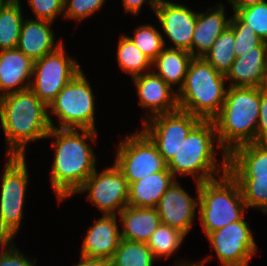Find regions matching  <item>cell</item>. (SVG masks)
<instances>
[{
    "label": "cell",
    "instance_id": "1",
    "mask_svg": "<svg viewBox=\"0 0 267 266\" xmlns=\"http://www.w3.org/2000/svg\"><path fill=\"white\" fill-rule=\"evenodd\" d=\"M49 137L54 140L51 147H55L50 181L58 202H61L76 195L96 170V155L87 139L96 142L97 132L88 129L51 128L47 135Z\"/></svg>",
    "mask_w": 267,
    "mask_h": 266
},
{
    "label": "cell",
    "instance_id": "2",
    "mask_svg": "<svg viewBox=\"0 0 267 266\" xmlns=\"http://www.w3.org/2000/svg\"><path fill=\"white\" fill-rule=\"evenodd\" d=\"M0 123L7 156H25L27 144L47 139L51 129L48 106L30 88L0 97Z\"/></svg>",
    "mask_w": 267,
    "mask_h": 266
},
{
    "label": "cell",
    "instance_id": "3",
    "mask_svg": "<svg viewBox=\"0 0 267 266\" xmlns=\"http://www.w3.org/2000/svg\"><path fill=\"white\" fill-rule=\"evenodd\" d=\"M214 142H216V146ZM214 147L222 150L220 164H217L215 155L218 153ZM167 168L174 177L177 174L180 176L190 175L195 182L199 183L213 180L228 172V154L219 144L213 120H201L191 130L183 139L178 153L167 165Z\"/></svg>",
    "mask_w": 267,
    "mask_h": 266
},
{
    "label": "cell",
    "instance_id": "4",
    "mask_svg": "<svg viewBox=\"0 0 267 266\" xmlns=\"http://www.w3.org/2000/svg\"><path fill=\"white\" fill-rule=\"evenodd\" d=\"M259 110L260 87L228 86L224 104L213 119L219 144L227 154L256 142Z\"/></svg>",
    "mask_w": 267,
    "mask_h": 266
},
{
    "label": "cell",
    "instance_id": "5",
    "mask_svg": "<svg viewBox=\"0 0 267 266\" xmlns=\"http://www.w3.org/2000/svg\"><path fill=\"white\" fill-rule=\"evenodd\" d=\"M225 75L203 57H193L183 86L177 91L178 107L201 120H213L226 96Z\"/></svg>",
    "mask_w": 267,
    "mask_h": 266
},
{
    "label": "cell",
    "instance_id": "6",
    "mask_svg": "<svg viewBox=\"0 0 267 266\" xmlns=\"http://www.w3.org/2000/svg\"><path fill=\"white\" fill-rule=\"evenodd\" d=\"M247 206L238 182L227 172L200 183L198 217L207 236L228 224L242 220Z\"/></svg>",
    "mask_w": 267,
    "mask_h": 266
},
{
    "label": "cell",
    "instance_id": "7",
    "mask_svg": "<svg viewBox=\"0 0 267 266\" xmlns=\"http://www.w3.org/2000/svg\"><path fill=\"white\" fill-rule=\"evenodd\" d=\"M228 173L238 182L247 208L267 213V143H247L228 154Z\"/></svg>",
    "mask_w": 267,
    "mask_h": 266
},
{
    "label": "cell",
    "instance_id": "8",
    "mask_svg": "<svg viewBox=\"0 0 267 266\" xmlns=\"http://www.w3.org/2000/svg\"><path fill=\"white\" fill-rule=\"evenodd\" d=\"M95 114V96L83 70L66 84L48 106L51 128L96 131ZM52 116L58 118V126L54 124Z\"/></svg>",
    "mask_w": 267,
    "mask_h": 266
},
{
    "label": "cell",
    "instance_id": "9",
    "mask_svg": "<svg viewBox=\"0 0 267 266\" xmlns=\"http://www.w3.org/2000/svg\"><path fill=\"white\" fill-rule=\"evenodd\" d=\"M26 155H8L0 190V240H14L20 230L29 172Z\"/></svg>",
    "mask_w": 267,
    "mask_h": 266
},
{
    "label": "cell",
    "instance_id": "10",
    "mask_svg": "<svg viewBox=\"0 0 267 266\" xmlns=\"http://www.w3.org/2000/svg\"><path fill=\"white\" fill-rule=\"evenodd\" d=\"M116 149L114 164L128 184L167 168L156 146L141 130L125 136Z\"/></svg>",
    "mask_w": 267,
    "mask_h": 266
},
{
    "label": "cell",
    "instance_id": "11",
    "mask_svg": "<svg viewBox=\"0 0 267 266\" xmlns=\"http://www.w3.org/2000/svg\"><path fill=\"white\" fill-rule=\"evenodd\" d=\"M63 46L35 61L33 65L29 88L46 106L82 70L77 61L67 55Z\"/></svg>",
    "mask_w": 267,
    "mask_h": 266
},
{
    "label": "cell",
    "instance_id": "12",
    "mask_svg": "<svg viewBox=\"0 0 267 266\" xmlns=\"http://www.w3.org/2000/svg\"><path fill=\"white\" fill-rule=\"evenodd\" d=\"M201 121L183 110L159 114L142 123L141 131L152 141L168 165L179 151L183 139Z\"/></svg>",
    "mask_w": 267,
    "mask_h": 266
},
{
    "label": "cell",
    "instance_id": "13",
    "mask_svg": "<svg viewBox=\"0 0 267 266\" xmlns=\"http://www.w3.org/2000/svg\"><path fill=\"white\" fill-rule=\"evenodd\" d=\"M128 190L127 179L113 163L100 173L95 170L77 193L87 192V200L103 215H118L128 205Z\"/></svg>",
    "mask_w": 267,
    "mask_h": 266
},
{
    "label": "cell",
    "instance_id": "14",
    "mask_svg": "<svg viewBox=\"0 0 267 266\" xmlns=\"http://www.w3.org/2000/svg\"><path fill=\"white\" fill-rule=\"evenodd\" d=\"M206 238L221 266H249L257 253V244L245 217L209 233Z\"/></svg>",
    "mask_w": 267,
    "mask_h": 266
},
{
    "label": "cell",
    "instance_id": "15",
    "mask_svg": "<svg viewBox=\"0 0 267 266\" xmlns=\"http://www.w3.org/2000/svg\"><path fill=\"white\" fill-rule=\"evenodd\" d=\"M199 188L200 183L196 182L197 198L194 199L185 191L179 182L175 180L155 207L161 223L180 230L187 235L194 224L196 212H199L196 211L199 210Z\"/></svg>",
    "mask_w": 267,
    "mask_h": 266
},
{
    "label": "cell",
    "instance_id": "16",
    "mask_svg": "<svg viewBox=\"0 0 267 266\" xmlns=\"http://www.w3.org/2000/svg\"><path fill=\"white\" fill-rule=\"evenodd\" d=\"M154 12L161 30L173 43L168 48L182 49L192 55V38L198 12L172 1L155 7Z\"/></svg>",
    "mask_w": 267,
    "mask_h": 266
},
{
    "label": "cell",
    "instance_id": "17",
    "mask_svg": "<svg viewBox=\"0 0 267 266\" xmlns=\"http://www.w3.org/2000/svg\"><path fill=\"white\" fill-rule=\"evenodd\" d=\"M132 80L138 94L140 107L148 110V115L143 118L142 123L153 116L179 109L177 90H174V87L168 85L154 71L136 76Z\"/></svg>",
    "mask_w": 267,
    "mask_h": 266
},
{
    "label": "cell",
    "instance_id": "18",
    "mask_svg": "<svg viewBox=\"0 0 267 266\" xmlns=\"http://www.w3.org/2000/svg\"><path fill=\"white\" fill-rule=\"evenodd\" d=\"M118 215H102L87 230L81 255L111 260L121 241Z\"/></svg>",
    "mask_w": 267,
    "mask_h": 266
},
{
    "label": "cell",
    "instance_id": "19",
    "mask_svg": "<svg viewBox=\"0 0 267 266\" xmlns=\"http://www.w3.org/2000/svg\"><path fill=\"white\" fill-rule=\"evenodd\" d=\"M235 87H266L267 86V42H262L256 51L246 52L237 57L225 75Z\"/></svg>",
    "mask_w": 267,
    "mask_h": 266
},
{
    "label": "cell",
    "instance_id": "20",
    "mask_svg": "<svg viewBox=\"0 0 267 266\" xmlns=\"http://www.w3.org/2000/svg\"><path fill=\"white\" fill-rule=\"evenodd\" d=\"M53 22L26 18L21 26L17 49L28 56L33 62L43 56L56 51L64 43L56 41L54 31L51 29Z\"/></svg>",
    "mask_w": 267,
    "mask_h": 266
},
{
    "label": "cell",
    "instance_id": "21",
    "mask_svg": "<svg viewBox=\"0 0 267 266\" xmlns=\"http://www.w3.org/2000/svg\"><path fill=\"white\" fill-rule=\"evenodd\" d=\"M34 62L20 50L0 51V97L30 87Z\"/></svg>",
    "mask_w": 267,
    "mask_h": 266
},
{
    "label": "cell",
    "instance_id": "22",
    "mask_svg": "<svg viewBox=\"0 0 267 266\" xmlns=\"http://www.w3.org/2000/svg\"><path fill=\"white\" fill-rule=\"evenodd\" d=\"M215 6L197 14L192 38V57H204L219 35L229 27L231 16L226 18L224 4Z\"/></svg>",
    "mask_w": 267,
    "mask_h": 266
},
{
    "label": "cell",
    "instance_id": "23",
    "mask_svg": "<svg viewBox=\"0 0 267 266\" xmlns=\"http://www.w3.org/2000/svg\"><path fill=\"white\" fill-rule=\"evenodd\" d=\"M122 223L121 239L147 243L161 220L156 208L127 205L118 214Z\"/></svg>",
    "mask_w": 267,
    "mask_h": 266
},
{
    "label": "cell",
    "instance_id": "24",
    "mask_svg": "<svg viewBox=\"0 0 267 266\" xmlns=\"http://www.w3.org/2000/svg\"><path fill=\"white\" fill-rule=\"evenodd\" d=\"M177 178L166 168L129 184L128 205L155 208Z\"/></svg>",
    "mask_w": 267,
    "mask_h": 266
},
{
    "label": "cell",
    "instance_id": "25",
    "mask_svg": "<svg viewBox=\"0 0 267 266\" xmlns=\"http://www.w3.org/2000/svg\"><path fill=\"white\" fill-rule=\"evenodd\" d=\"M190 52L182 49L165 47L152 62V69L171 87L183 86L189 63L192 59Z\"/></svg>",
    "mask_w": 267,
    "mask_h": 266
},
{
    "label": "cell",
    "instance_id": "26",
    "mask_svg": "<svg viewBox=\"0 0 267 266\" xmlns=\"http://www.w3.org/2000/svg\"><path fill=\"white\" fill-rule=\"evenodd\" d=\"M116 52L119 67L132 78L152 71V61L137 48L127 34L119 38Z\"/></svg>",
    "mask_w": 267,
    "mask_h": 266
},
{
    "label": "cell",
    "instance_id": "27",
    "mask_svg": "<svg viewBox=\"0 0 267 266\" xmlns=\"http://www.w3.org/2000/svg\"><path fill=\"white\" fill-rule=\"evenodd\" d=\"M21 0H11L0 12V51L16 49L24 20Z\"/></svg>",
    "mask_w": 267,
    "mask_h": 266
},
{
    "label": "cell",
    "instance_id": "28",
    "mask_svg": "<svg viewBox=\"0 0 267 266\" xmlns=\"http://www.w3.org/2000/svg\"><path fill=\"white\" fill-rule=\"evenodd\" d=\"M156 258L147 243L121 239L112 259L111 266H153Z\"/></svg>",
    "mask_w": 267,
    "mask_h": 266
},
{
    "label": "cell",
    "instance_id": "29",
    "mask_svg": "<svg viewBox=\"0 0 267 266\" xmlns=\"http://www.w3.org/2000/svg\"><path fill=\"white\" fill-rule=\"evenodd\" d=\"M235 37L233 29L227 27L213 43L210 50L203 57L218 72L226 75L236 55L234 52Z\"/></svg>",
    "mask_w": 267,
    "mask_h": 266
},
{
    "label": "cell",
    "instance_id": "30",
    "mask_svg": "<svg viewBox=\"0 0 267 266\" xmlns=\"http://www.w3.org/2000/svg\"><path fill=\"white\" fill-rule=\"evenodd\" d=\"M186 235L180 230L161 223L147 242L156 259L171 257L182 245Z\"/></svg>",
    "mask_w": 267,
    "mask_h": 266
},
{
    "label": "cell",
    "instance_id": "31",
    "mask_svg": "<svg viewBox=\"0 0 267 266\" xmlns=\"http://www.w3.org/2000/svg\"><path fill=\"white\" fill-rule=\"evenodd\" d=\"M154 25H138L134 30L133 37L128 36L132 42L141 50L152 62L158 54L166 47L165 37Z\"/></svg>",
    "mask_w": 267,
    "mask_h": 266
},
{
    "label": "cell",
    "instance_id": "32",
    "mask_svg": "<svg viewBox=\"0 0 267 266\" xmlns=\"http://www.w3.org/2000/svg\"><path fill=\"white\" fill-rule=\"evenodd\" d=\"M229 26L234 32L236 58L243 56L246 52L256 51V47L263 42L255 33V30L249 28V25L236 13H233Z\"/></svg>",
    "mask_w": 267,
    "mask_h": 266
},
{
    "label": "cell",
    "instance_id": "33",
    "mask_svg": "<svg viewBox=\"0 0 267 266\" xmlns=\"http://www.w3.org/2000/svg\"><path fill=\"white\" fill-rule=\"evenodd\" d=\"M236 14L254 29L258 37L267 42V1L238 10Z\"/></svg>",
    "mask_w": 267,
    "mask_h": 266
},
{
    "label": "cell",
    "instance_id": "34",
    "mask_svg": "<svg viewBox=\"0 0 267 266\" xmlns=\"http://www.w3.org/2000/svg\"><path fill=\"white\" fill-rule=\"evenodd\" d=\"M107 0H64L63 18L82 21L101 10Z\"/></svg>",
    "mask_w": 267,
    "mask_h": 266
},
{
    "label": "cell",
    "instance_id": "35",
    "mask_svg": "<svg viewBox=\"0 0 267 266\" xmlns=\"http://www.w3.org/2000/svg\"><path fill=\"white\" fill-rule=\"evenodd\" d=\"M35 19H42L54 23L56 18L64 13V0H27Z\"/></svg>",
    "mask_w": 267,
    "mask_h": 266
},
{
    "label": "cell",
    "instance_id": "36",
    "mask_svg": "<svg viewBox=\"0 0 267 266\" xmlns=\"http://www.w3.org/2000/svg\"><path fill=\"white\" fill-rule=\"evenodd\" d=\"M0 266H36V260L28 259L13 240H0Z\"/></svg>",
    "mask_w": 267,
    "mask_h": 266
},
{
    "label": "cell",
    "instance_id": "37",
    "mask_svg": "<svg viewBox=\"0 0 267 266\" xmlns=\"http://www.w3.org/2000/svg\"><path fill=\"white\" fill-rule=\"evenodd\" d=\"M256 142L267 143V86L260 87V110L256 131Z\"/></svg>",
    "mask_w": 267,
    "mask_h": 266
},
{
    "label": "cell",
    "instance_id": "38",
    "mask_svg": "<svg viewBox=\"0 0 267 266\" xmlns=\"http://www.w3.org/2000/svg\"><path fill=\"white\" fill-rule=\"evenodd\" d=\"M124 12L132 13V15H136L140 13L144 3H149V6L153 11H155V6L149 0H122Z\"/></svg>",
    "mask_w": 267,
    "mask_h": 266
},
{
    "label": "cell",
    "instance_id": "39",
    "mask_svg": "<svg viewBox=\"0 0 267 266\" xmlns=\"http://www.w3.org/2000/svg\"><path fill=\"white\" fill-rule=\"evenodd\" d=\"M110 261L104 258L87 257L81 255L80 261L75 266H109Z\"/></svg>",
    "mask_w": 267,
    "mask_h": 266
},
{
    "label": "cell",
    "instance_id": "40",
    "mask_svg": "<svg viewBox=\"0 0 267 266\" xmlns=\"http://www.w3.org/2000/svg\"><path fill=\"white\" fill-rule=\"evenodd\" d=\"M229 4L233 7V13H236L238 10H241L245 7L255 5L257 3H262L267 0H227Z\"/></svg>",
    "mask_w": 267,
    "mask_h": 266
},
{
    "label": "cell",
    "instance_id": "41",
    "mask_svg": "<svg viewBox=\"0 0 267 266\" xmlns=\"http://www.w3.org/2000/svg\"><path fill=\"white\" fill-rule=\"evenodd\" d=\"M213 255L211 254L210 256H207L206 258L204 257V259H202V261L198 260V262H190L189 260L186 262L185 260H180L178 262V264H175V266H205V263H207L209 261L210 258H213L212 257Z\"/></svg>",
    "mask_w": 267,
    "mask_h": 266
},
{
    "label": "cell",
    "instance_id": "42",
    "mask_svg": "<svg viewBox=\"0 0 267 266\" xmlns=\"http://www.w3.org/2000/svg\"><path fill=\"white\" fill-rule=\"evenodd\" d=\"M155 7L165 4V3H169V0H149Z\"/></svg>",
    "mask_w": 267,
    "mask_h": 266
},
{
    "label": "cell",
    "instance_id": "43",
    "mask_svg": "<svg viewBox=\"0 0 267 266\" xmlns=\"http://www.w3.org/2000/svg\"><path fill=\"white\" fill-rule=\"evenodd\" d=\"M11 0H0V12L5 8V6L10 2Z\"/></svg>",
    "mask_w": 267,
    "mask_h": 266
}]
</instances>
